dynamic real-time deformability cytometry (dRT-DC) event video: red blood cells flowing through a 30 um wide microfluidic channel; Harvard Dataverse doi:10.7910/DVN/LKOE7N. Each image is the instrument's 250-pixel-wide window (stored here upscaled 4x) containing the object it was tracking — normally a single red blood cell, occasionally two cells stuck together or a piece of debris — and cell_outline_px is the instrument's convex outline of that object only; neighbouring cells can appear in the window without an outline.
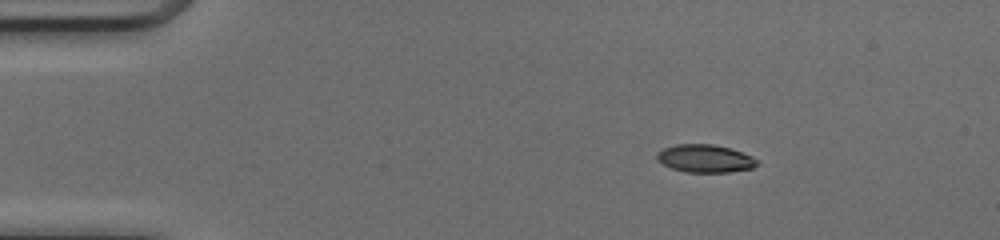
{"species": "common noctule bat (a hibernating species)", "species_latin": "Nyctalus noctula", "temperature_condition": "cold", "stored_images_in_passage": 42, "camera_frame_rate_fps": 3000, "um_per_image_px": 0.085, "animal": {"sex": "female", "body_mass_g": 17.0, "forearm_length_mm": 48.0}, "frame": {"image": 1, "passage_image": 1, "time_ms": 0.0, "image_size_px": [1000, 240], "cell_outline_px": [[760, 164], [752, 168], [728, 172], [684, 172], [672, 168], [656, 160], [656, 152], [664, 148], [676, 144], [712, 144], [732, 148], [752, 156], [760, 160]], "centroid_in_image_um": [59.96, 13.47], "position_along_channel_um": 25.0, "area_um2": 16.47}}
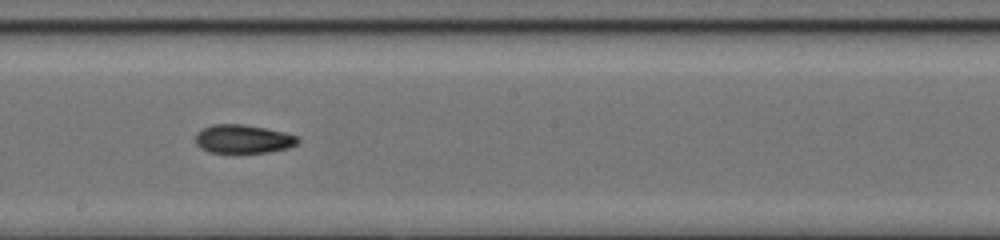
{"frame": {"image": 2, "passage_image": 21, "time_ms": 6.667, "image_size_px": [1000, 240], "cell_outline_px": [[300, 140], [296, 144], [288, 148], [268, 152], [208, 152], [200, 148], [196, 144], [196, 132], [212, 124], [244, 124], [284, 132], [296, 136]], "centroid_in_image_um": [20.64, 11.81], "position_along_channel_um": 227.6, "area_um2": 16.94}}
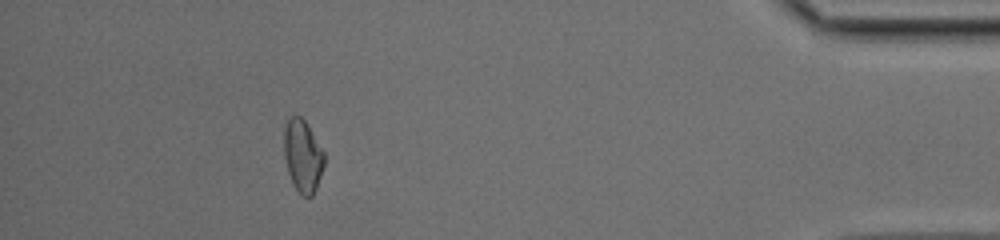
{"frame": {"image": 3, "passage_image": 38, "time_ms": 12.333, "image_size_px": [1000, 240], "cell_outline_px": [[324, 164], [316, 188], [312, 196], [300, 196], [292, 184], [288, 172], [284, 156], [284, 128], [288, 120], [292, 116], [300, 116], [304, 120], [324, 152]], "centroid_in_image_um": [25.72, 13.29], "position_along_channel_um": 409.5, "area_um2": 16.82}, "authors_computed_cell_mechanics": {"area_um2": 17.2244, "velocity_mm_per_s": 4.1963, "shape_relaxation_time_tau1_ms": 7.6272, "shape_relaxation_time_tau2_ms": 3.7515, "deformation_change_tau1": 0.1917, "deformation_change_tau2": 0.0977}}